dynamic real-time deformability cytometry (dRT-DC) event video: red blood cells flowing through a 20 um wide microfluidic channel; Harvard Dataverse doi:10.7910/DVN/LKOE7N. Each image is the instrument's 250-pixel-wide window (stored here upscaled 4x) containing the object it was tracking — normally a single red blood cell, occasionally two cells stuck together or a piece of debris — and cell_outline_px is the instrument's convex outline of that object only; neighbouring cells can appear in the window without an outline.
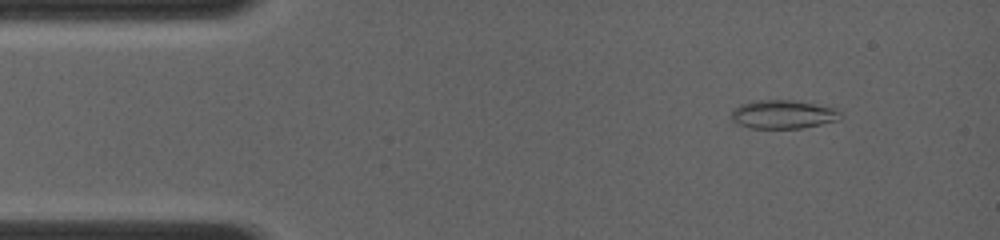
{"species": "common noctule bat (a hibernating species)", "species_latin": "Nyctalus noctula", "temperature_condition": "room temperature", "stored_images_in_passage": 30, "camera_frame_rate_fps": 4000, "um_per_image_px": 0.085, "animal": {"sex": "female", "body_mass_g": 19.0, "forearm_length_mm": 56.7}, "frame": {"image": 1, "passage_image": 5, "time_ms": 1.25, "image_size_px": [1000, 240], "cell_outline_px": [[840, 120], [800, 128], [748, 128], [736, 124], [732, 120], [732, 112], [740, 104], [752, 100], [792, 100], [836, 108], [840, 112]], "centroid_in_image_um": [66.53, 9.72], "position_along_channel_um": 18.5, "area_um2": 18.15}}
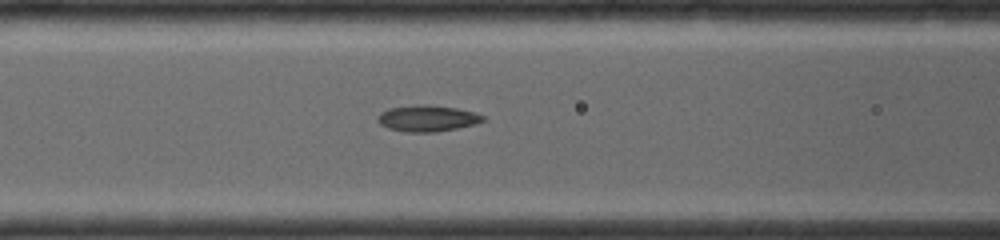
{"frame": {"image": 2, "passage_image": 20, "time_ms": 5.5, "image_size_px": [1000, 240], "cell_outline_px": [[484, 120], [476, 124], [436, 132], [404, 132], [388, 128], [380, 124], [376, 120], [376, 116], [380, 112], [388, 108], [420, 104], [432, 104], [456, 108], [472, 112], [484, 116]], "centroid_in_image_um": [36.27, 10.05], "position_along_channel_um": 130.3, "area_um2": 16.24}}
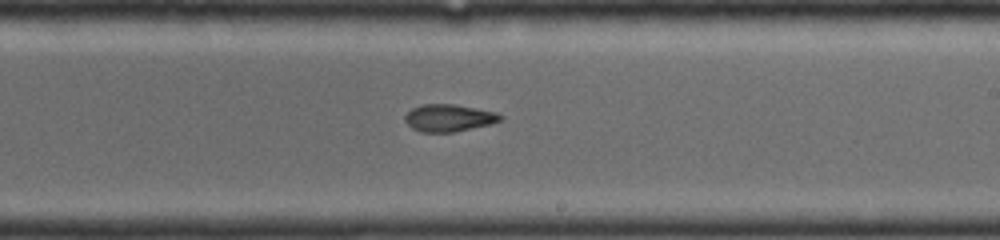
{"frame": {"image": 3, "passage_image": 30, "time_ms": 8.25, "image_size_px": [1000, 240], "cell_outline_px": [[504, 120], [492, 124], [452, 132], [420, 132], [412, 128], [404, 120], [404, 116], [412, 108], [424, 104], [456, 104], [496, 112], [504, 116]], "centroid_in_image_um": [38.19, 10.02], "position_along_channel_um": 250.8, "area_um2": 15.26}}